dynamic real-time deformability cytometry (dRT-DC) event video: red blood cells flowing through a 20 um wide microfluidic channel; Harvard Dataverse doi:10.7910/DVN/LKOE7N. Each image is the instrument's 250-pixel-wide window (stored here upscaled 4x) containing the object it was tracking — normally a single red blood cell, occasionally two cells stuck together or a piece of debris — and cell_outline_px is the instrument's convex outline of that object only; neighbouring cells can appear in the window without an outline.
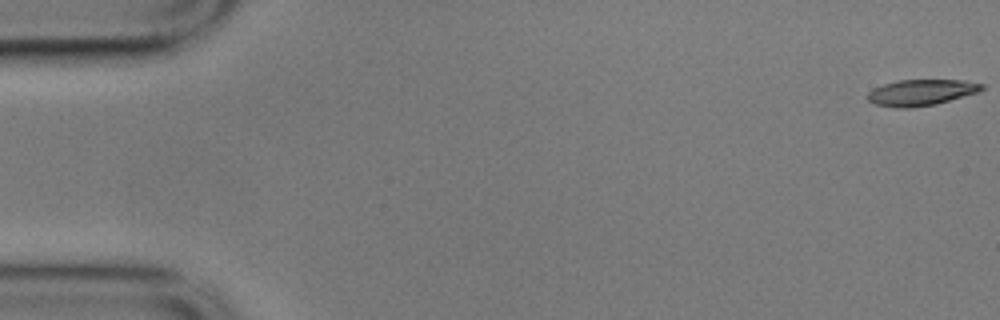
{"species": "common noctule bat (a hibernating species)", "species_latin": "Nyctalus noctula", "temperature_condition": "cold", "stored_images_in_passage": 58, "camera_frame_rate_fps": 3000, "um_per_image_px": 0.085, "animal": {"sex": "male", "body_mass_g": 17.9}, "frame": {"image": 1, "passage_image": 1, "time_ms": 0.0, "image_size_px": [1000, 320], "cell_outline_px": [[984, 88], [980, 92], [936, 104], [908, 108], [896, 108], [876, 104], [868, 100], [868, 92], [872, 88], [884, 84], [900, 80], [964, 80], [984, 84]], "centroid_in_image_um": [78.33, 7.86], "position_along_channel_um": 6.7, "area_um2": 17.4}}
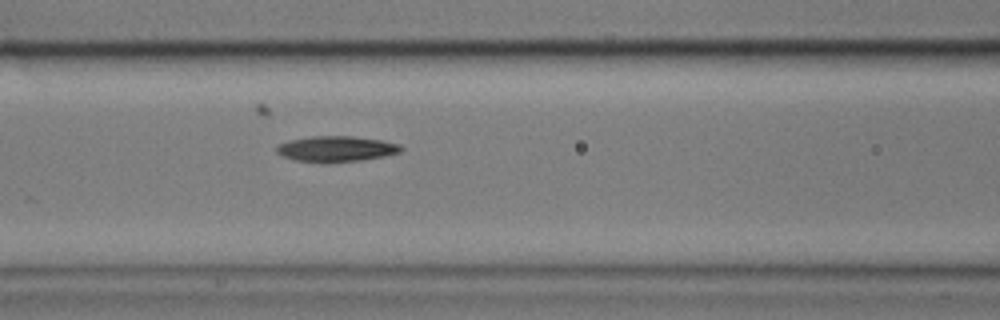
{"frame": {"image": 2, "passage_image": 24, "time_ms": 7.667, "image_size_px": [1000, 320], "cell_outline_px": [[404, 148], [400, 152], [384, 156], [360, 160], [296, 160], [284, 156], [276, 152], [276, 148], [280, 144], [292, 140], [312, 136], [352, 136], [384, 140], [400, 144]], "centroid_in_image_um": [28.67, 12.61], "position_along_channel_um": 137.9, "area_um2": 17.8}}
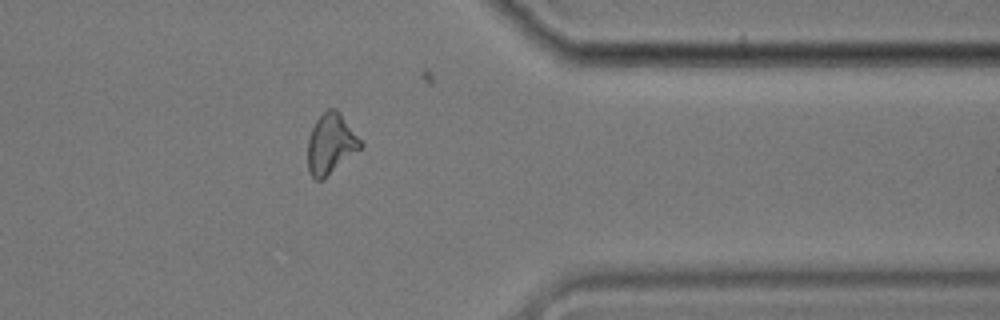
{"frame": {"image": 3, "passage_image": 46, "time_ms": 15.0, "image_size_px": [1000, 320], "cell_outline_px": [[364, 144], [360, 148], [320, 180], [316, 180], [312, 176], [308, 168], [308, 136], [316, 120], [328, 108], [336, 108], [340, 112]], "centroid_in_image_um": [28.1, 12.17], "position_along_channel_um": 383.3, "area_um2": 18.03}, "authors_computed_cell_mechanics": {"area_um2": 18.2359, "velocity_mm_per_s": 3.5136, "shape_relaxation_time_tau1_ms": 8.7833, "shape_relaxation_time_tau2_ms": null, "deformation_change_tau1": 0.1932, "deformation_change_tau2": null}}